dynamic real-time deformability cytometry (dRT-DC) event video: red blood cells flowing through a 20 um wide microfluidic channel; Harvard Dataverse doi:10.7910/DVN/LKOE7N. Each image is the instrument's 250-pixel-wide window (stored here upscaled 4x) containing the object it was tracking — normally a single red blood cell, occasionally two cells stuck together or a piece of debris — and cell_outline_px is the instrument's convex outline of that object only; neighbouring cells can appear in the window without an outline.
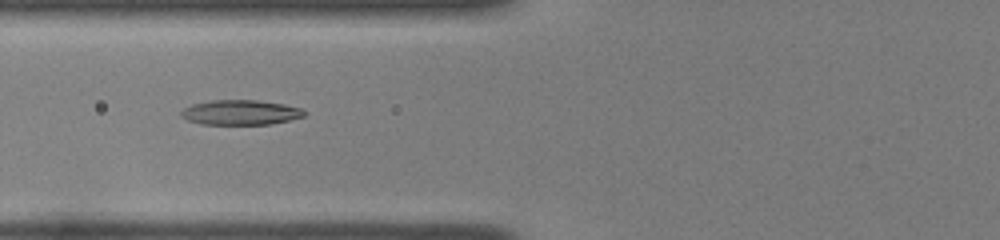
{"species": "common noctule bat (a hibernating species)", "species_latin": "Nyctalus noctula", "temperature_condition": "room temperature", "stored_images_in_passage": 37, "camera_frame_rate_fps": 3000, "um_per_image_px": 0.085, "animal": {"sex": "female", "body_mass_g": 22.0, "forearm_length_mm": 56.7}, "frame": {"image": 1, "passage_image": 8, "time_ms": 2.333, "image_size_px": [1000, 240], "cell_outline_px": [[308, 112], [304, 116], [288, 120], [268, 124], [200, 124], [188, 120], [180, 116], [180, 112], [184, 108], [192, 104], [208, 100], [256, 100], [284, 104], [300, 108]], "centroid_in_image_um": [20.42, 9.55], "position_along_channel_um": 105.4, "area_um2": 17.86}}
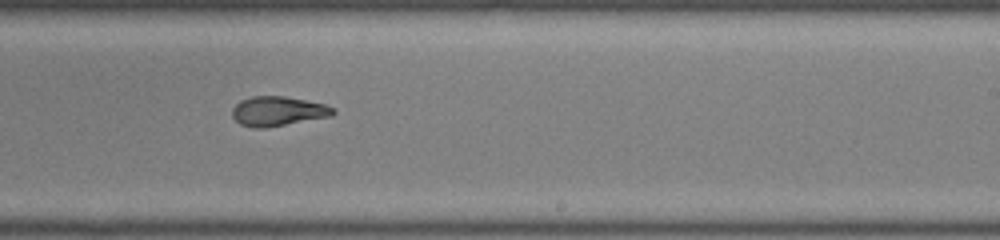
{"frame": {"image": 2, "passage_image": 20, "time_ms": 6.333, "image_size_px": [1000, 240], "cell_outline_px": [[336, 112], [332, 116], [264, 128], [256, 128], [240, 124], [232, 116], [232, 108], [240, 100], [252, 96], [284, 96], [324, 104], [336, 108]], "centroid_in_image_um": [23.62, 9.45], "position_along_channel_um": 265.4, "area_um2": 17.34}}
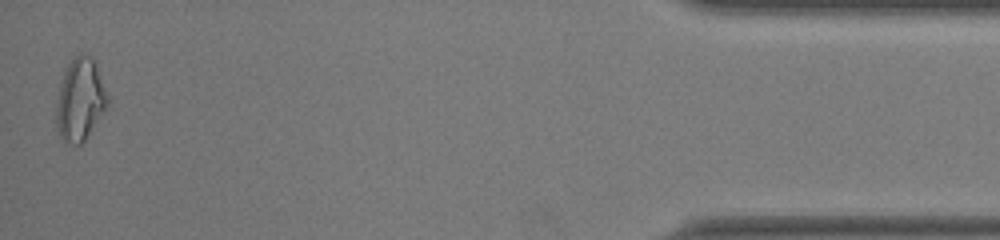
{"frame": {"image": 3, "passage_image": 37, "time_ms": 12.0, "image_size_px": [1000, 240], "cell_outline_px": [[108, 104], [84, 140], [80, 144], [76, 144], [64, 140], [60, 136], [56, 124], [56, 100], [64, 68], [80, 52], [84, 52], [92, 56], [96, 64], [108, 100]], "centroid_in_image_um": [6.78, 8.41], "position_along_channel_um": 428.4, "area_um2": 24.22}, "authors_computed_cell_mechanics": {"area_um2": 17.3978, "velocity_mm_per_s": 4.0033, "shape_relaxation_time_tau1_ms": null, "shape_relaxation_time_tau2_ms": 2.6065, "deformation_change_tau1": null, "deformation_change_tau2": 0.0919}}